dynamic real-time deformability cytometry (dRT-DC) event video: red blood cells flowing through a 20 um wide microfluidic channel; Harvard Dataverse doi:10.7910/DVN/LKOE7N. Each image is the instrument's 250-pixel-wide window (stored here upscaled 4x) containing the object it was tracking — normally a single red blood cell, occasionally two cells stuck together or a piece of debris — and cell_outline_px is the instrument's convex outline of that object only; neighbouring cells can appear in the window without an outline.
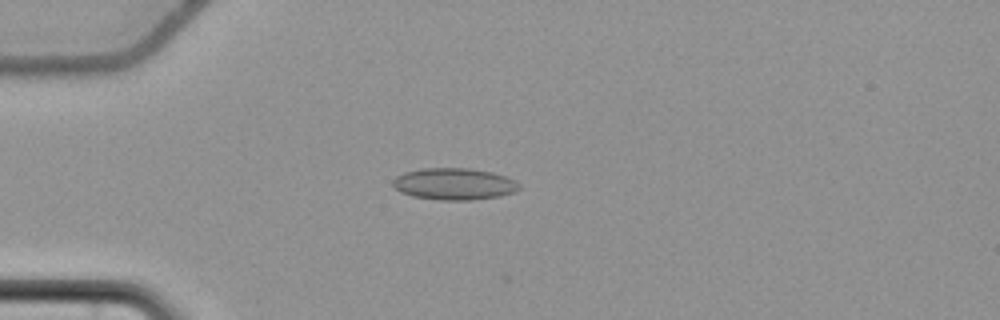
{"species": "common noctule bat (a hibernating species)", "species_latin": "Nyctalus noctula", "temperature_condition": "cold", "stored_images_in_passage": 19, "camera_frame_rate_fps": 3000, "um_per_image_px": 0.085, "animal": {"sex": "female", "body_mass_g": 22.7, "forearm_length_mm": 54.2}, "frame": {"image": 1, "passage_image": 16, "time_ms": 5.0, "image_size_px": [1000, 320], "cell_outline_px": [[520, 188], [516, 192], [500, 196], [472, 200], [440, 200], [412, 196], [400, 192], [392, 184], [392, 180], [396, 176], [404, 172], [424, 168], [468, 168], [492, 172], [516, 180], [520, 184]], "centroid_in_image_um": [38.62, 15.64], "position_along_channel_um": 46.4, "area_um2": 23.52}}